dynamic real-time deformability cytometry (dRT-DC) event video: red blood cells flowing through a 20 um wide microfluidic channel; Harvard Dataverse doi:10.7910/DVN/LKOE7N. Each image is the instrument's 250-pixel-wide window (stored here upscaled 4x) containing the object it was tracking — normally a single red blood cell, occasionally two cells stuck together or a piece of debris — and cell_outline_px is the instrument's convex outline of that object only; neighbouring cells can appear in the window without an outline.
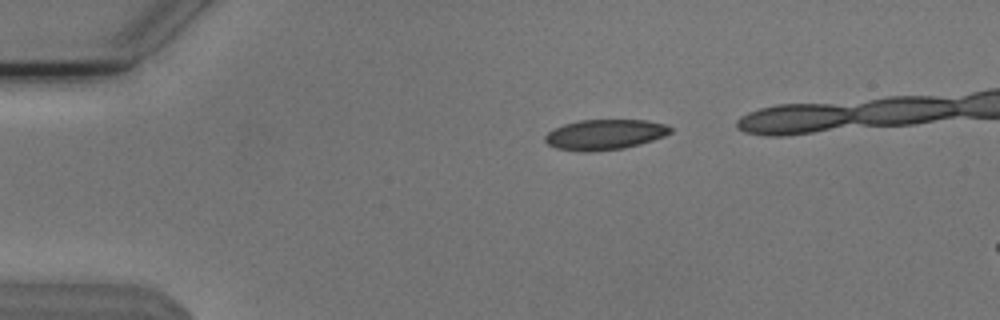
{"species": "Egyptian fruit bat (a non-hibernating species)", "species_latin": "Rousettus aegyptiacus", "temperature_condition": "cold", "stored_images_in_passage": 7, "camera_frame_rate_fps": 3000, "um_per_image_px": 0.085, "animal": {"sex": "male"}, "frame": {"image": 1, "passage_image": 1, "time_ms": 0.0, "image_size_px": [1000, 320], "cell_outline_px": [[672, 132], [664, 136], [652, 140], [624, 148], [556, 148], [548, 144], [544, 140], [544, 136], [548, 132], [564, 124], [580, 120], [648, 120], [664, 124], [672, 128]], "centroid_in_image_um": [51.47, 11.37], "position_along_channel_um": 33.5, "area_um2": 20.98}}